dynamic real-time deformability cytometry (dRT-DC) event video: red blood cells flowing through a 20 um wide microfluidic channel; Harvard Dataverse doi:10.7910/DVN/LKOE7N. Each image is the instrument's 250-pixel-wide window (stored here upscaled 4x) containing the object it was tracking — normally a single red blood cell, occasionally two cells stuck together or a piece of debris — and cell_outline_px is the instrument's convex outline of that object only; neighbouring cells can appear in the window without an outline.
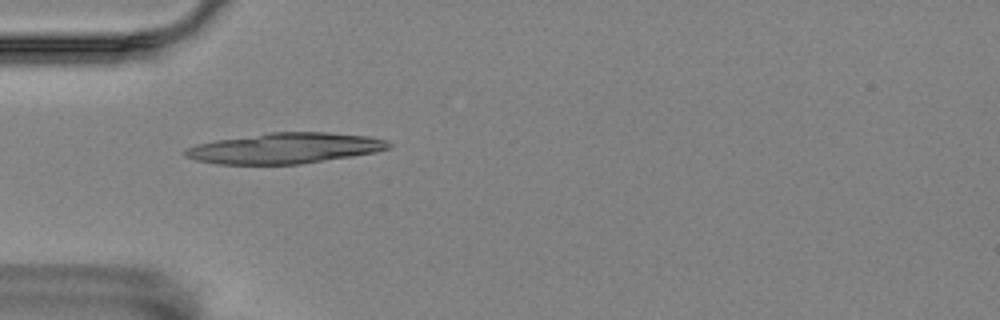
{"species": "Egyptian fruit bat (a non-hibernating species)", "species_latin": "Rousettus aegyptiacus", "temperature_condition": "room temperature", "stored_images_in_passage": 3, "camera_frame_rate_fps": 3000, "um_per_image_px": 0.085, "animal": {"sex": "female"}, "frame": {"image": 1, "passage_image": 1, "time_ms": 0.0, "image_size_px": [1000, 320], "cell_outline_px": [[392, 148], [376, 152], [352, 156], [300, 164], [216, 164], [196, 160], [184, 156], [180, 152], [184, 148], [196, 144], [216, 140], [268, 132], [328, 132], [368, 136], [388, 140], [392, 144]], "centroid_in_image_um": [24.2, 12.59], "position_along_channel_um": 60.8, "area_um2": 36.65}}
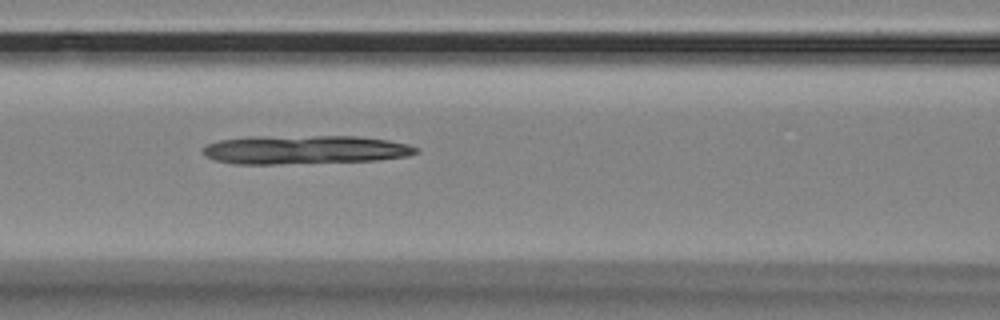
{"frame": {"image": 2, "passage_image": 3, "time_ms": 0.667, "image_size_px": [1000, 320], "cell_outline_px": [[420, 152], [408, 156], [376, 160], [276, 164], [232, 164], [216, 160], [204, 156], [204, 144], [220, 140], [248, 136], [356, 136], [388, 140], [408, 144], [420, 148]], "centroid_in_image_um": [25.9, 12.72], "position_along_channel_um": 140.7, "area_um2": 35.95}}